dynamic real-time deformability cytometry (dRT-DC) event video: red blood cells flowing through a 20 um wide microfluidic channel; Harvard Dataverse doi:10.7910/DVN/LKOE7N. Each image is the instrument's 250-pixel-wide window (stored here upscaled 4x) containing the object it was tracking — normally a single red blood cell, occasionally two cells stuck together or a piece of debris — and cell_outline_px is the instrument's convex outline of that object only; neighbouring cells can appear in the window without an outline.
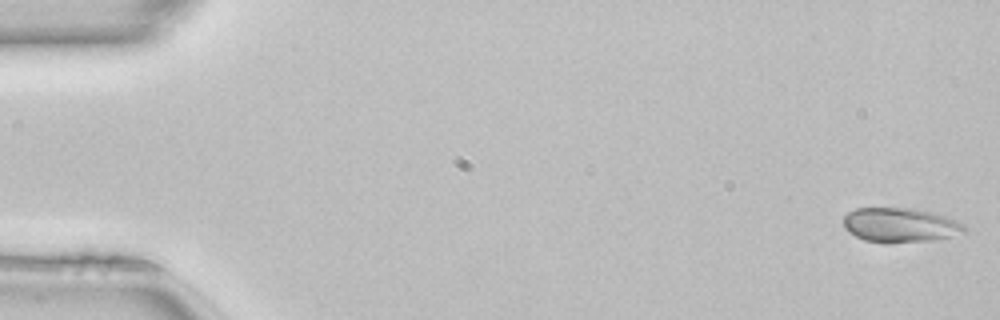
{"species": "common noctule bat (a hibernating species)", "species_latin": "Nyctalus noctula", "temperature_condition": "room temperature", "stored_images_in_passage": 47, "camera_frame_rate_fps": 3000, "um_per_image_px": 0.085, "animal": {"sex": "female", "body_mass_g": 22.7, "forearm_length_mm": 54.2}, "frame": {"image": 1, "passage_image": 1, "time_ms": 0.0, "image_size_px": [1000, 320], "cell_outline_px": [[968, 232], [936, 240], [864, 240], [848, 232], [844, 228], [844, 216], [848, 212], [856, 208], [912, 208], [932, 212], [944, 216], [964, 224], [968, 228]], "centroid_in_image_um": [76.55, 19.09], "position_along_channel_um": 8.4, "area_um2": 23.64}}
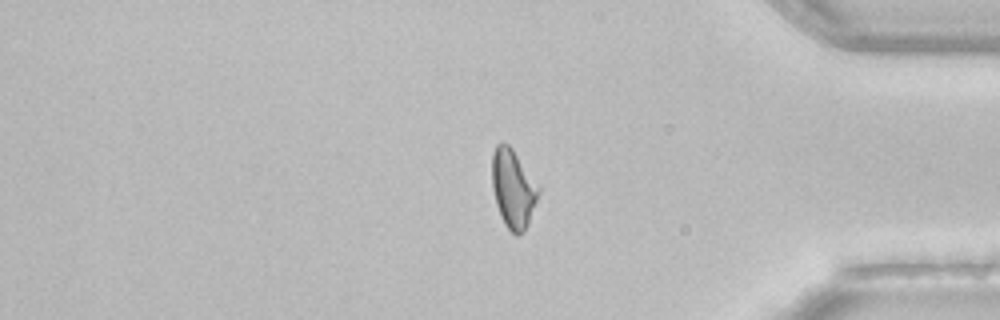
{"frame": {"image": 2, "passage_image": 39, "time_ms": 12.667, "image_size_px": [1000, 320], "cell_outline_px": [[540, 192], [528, 224], [524, 232], [520, 236], [516, 236], [504, 224], [500, 216], [496, 204], [492, 188], [492, 152], [496, 144], [508, 144], [512, 148], [540, 188]], "centroid_in_image_um": [43.6, 16.07], "position_along_channel_um": 391.6, "area_um2": 21.27}}
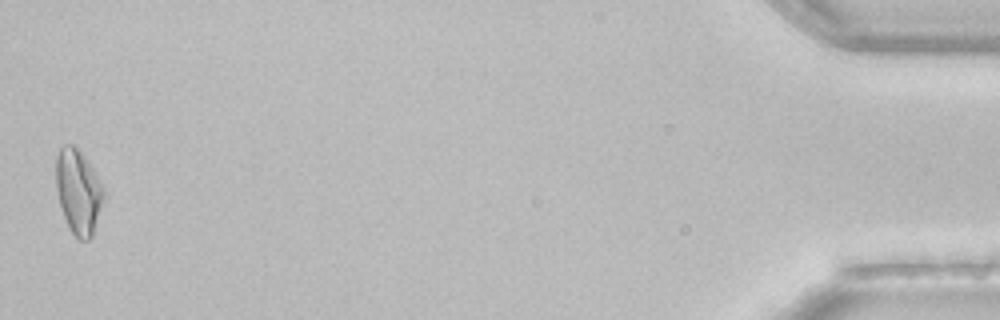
{"frame": {"image": 3, "passage_image": 47, "time_ms": 15.333, "image_size_px": [1000, 320], "cell_outline_px": [[104, 200], [92, 236], [88, 240], [80, 240], [72, 232], [64, 216], [60, 204], [56, 188], [56, 156], [60, 148], [64, 144], [72, 144], [84, 156], [100, 180], [104, 188]], "centroid_in_image_um": [6.66, 16.28], "position_along_channel_um": 428.5, "area_um2": 23.29}, "authors_computed_cell_mechanics": {"area_um2": 21.7328, "velocity_mm_per_s": 4.1143, "shape_relaxation_time_tau1_ms": null, "shape_relaxation_time_tau2_ms": 2.6023, "deformation_change_tau1": null, "deformation_change_tau2": 0.0357}}